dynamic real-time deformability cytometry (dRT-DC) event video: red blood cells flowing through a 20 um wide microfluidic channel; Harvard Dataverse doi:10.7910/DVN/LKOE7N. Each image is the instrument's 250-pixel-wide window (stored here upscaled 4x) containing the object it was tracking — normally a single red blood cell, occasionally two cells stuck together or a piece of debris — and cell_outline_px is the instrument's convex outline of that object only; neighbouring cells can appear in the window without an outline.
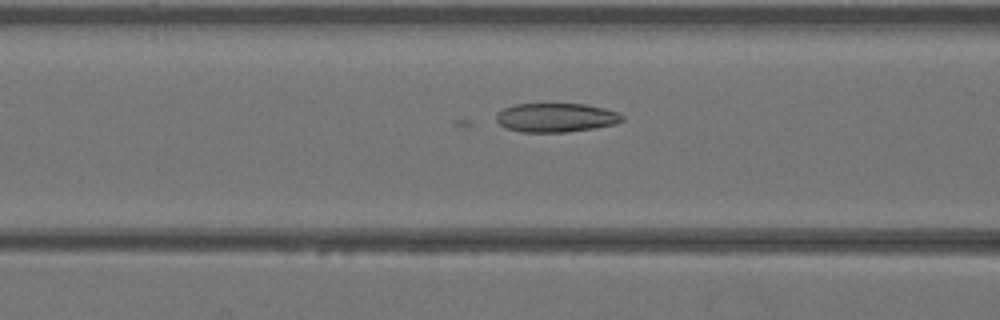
{"species": "Egyptian fruit bat (a non-hibernating species)", "species_latin": "Rousettus aegyptiacus", "temperature_condition": "warm", "stored_images_in_passage": 25, "camera_frame_rate_fps": 3000, "um_per_image_px": 0.085, "animal": {"sex": "female"}, "frame": {"image": 1, "passage_image": 4, "time_ms": 1.0, "image_size_px": [1000, 320], "cell_outline_px": [[624, 120], [616, 124], [592, 128], [564, 132], [520, 132], [504, 128], [496, 120], [496, 112], [504, 108], [516, 104], [584, 104], [604, 108], [616, 112], [624, 116]], "centroid_in_image_um": [47.23, 10.0], "position_along_channel_um": 119.4, "area_um2": 21.27}}
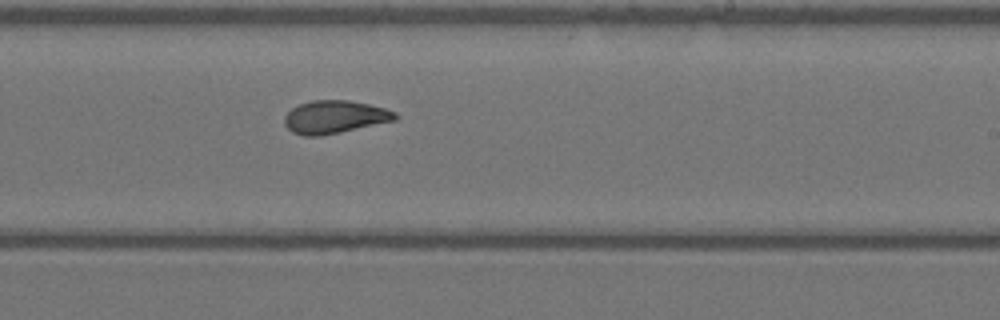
{"frame": {"image": 2, "passage_image": 13, "time_ms": 4.0, "image_size_px": [1000, 320], "cell_outline_px": [[396, 120], [340, 132], [320, 136], [304, 136], [292, 132], [284, 124], [284, 116], [292, 108], [300, 104], [312, 100], [348, 100], [368, 104], [384, 108], [396, 112]], "centroid_in_image_um": [28.42, 9.94], "position_along_channel_um": 260.6, "area_um2": 21.1}}
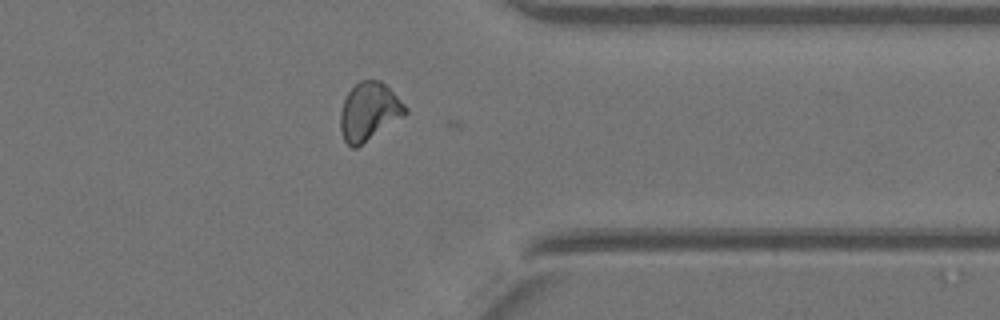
{"frame": {"image": 3, "passage_image": 21, "time_ms": 6.667, "image_size_px": [1000, 320], "cell_outline_px": [[408, 112], [404, 116], [356, 148], [352, 148], [344, 140], [340, 128], [340, 112], [344, 100], [348, 92], [360, 80], [380, 80], [408, 108]], "centroid_in_image_um": [31.35, 9.49], "position_along_channel_um": 380.0, "area_um2": 21.68}}